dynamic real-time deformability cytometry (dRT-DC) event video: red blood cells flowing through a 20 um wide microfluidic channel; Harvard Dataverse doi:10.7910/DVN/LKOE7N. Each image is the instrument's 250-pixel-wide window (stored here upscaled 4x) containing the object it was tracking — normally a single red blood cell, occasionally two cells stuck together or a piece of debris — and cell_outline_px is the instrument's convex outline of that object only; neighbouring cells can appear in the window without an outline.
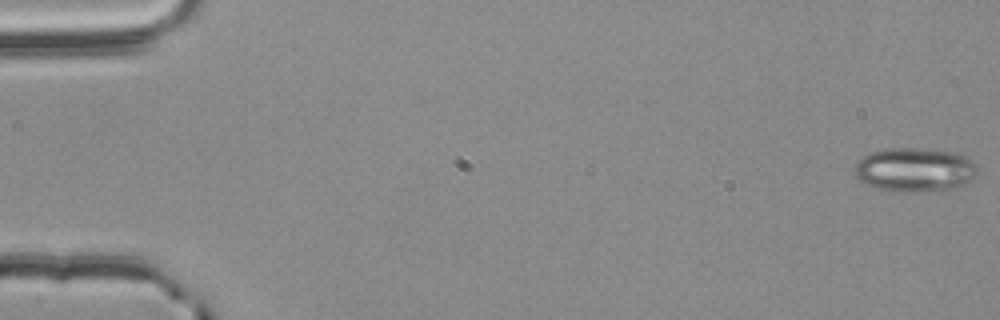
{"species": "common noctule bat (a hibernating species)", "species_latin": "Nyctalus noctula", "temperature_condition": "room temperature", "stored_images_in_passage": 56, "camera_frame_rate_fps": 3000, "um_per_image_px": 0.085, "animal": {"sex": "male", "body_mass_g": 20.4}, "frame": {"image": 1, "passage_image": 1, "time_ms": 0.0, "image_size_px": [1000, 320], "cell_outline_px": [[976, 176], [972, 180], [964, 184], [952, 188], [916, 192], [896, 192], [876, 188], [860, 180], [856, 176], [856, 164], [864, 156], [872, 152], [892, 148], [916, 148], [948, 152], [964, 156], [972, 160], [976, 164]], "centroid_in_image_um": [77.76, 14.44], "position_along_channel_um": 7.2, "area_um2": 31.04}}
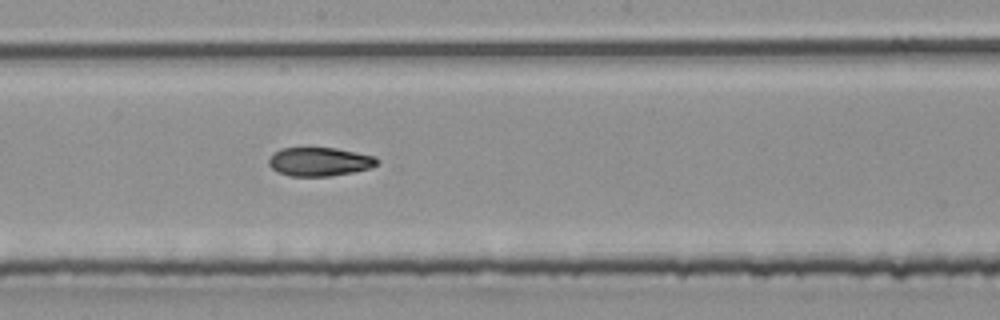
{"frame": {"image": 2, "passage_image": 31, "time_ms": 10.0, "image_size_px": [1000, 320], "cell_outline_px": [[380, 160], [372, 168], [332, 176], [288, 176], [272, 168], [268, 164], [268, 160], [280, 148], [336, 148], [376, 156]], "centroid_in_image_um": [27.2, 13.74], "position_along_channel_um": 221.0, "area_um2": 18.09}}
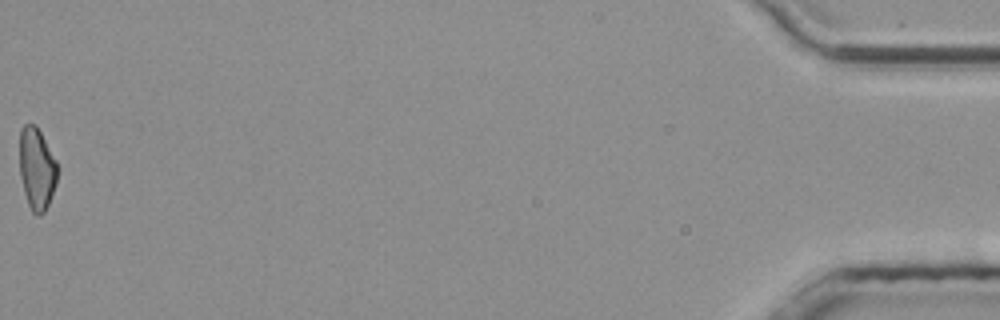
{"frame": {"image": 3, "passage_image": 56, "time_ms": 18.333, "image_size_px": [1000, 320], "cell_outline_px": [[56, 184], [48, 204], [44, 212], [40, 216], [36, 216], [32, 212], [28, 204], [24, 192], [20, 176], [20, 128], [24, 124], [36, 124], [56, 160]], "centroid_in_image_um": [3.11, 14.34], "position_along_channel_um": 432.1, "area_um2": 17.98}, "authors_computed_cell_mechanics": {"area_um2": 19.0162, "velocity_mm_per_s": 3.8111, "shape_relaxation_time_tau1_ms": null, "shape_relaxation_time_tau2_ms": 8.4291, "deformation_change_tau1": null, "deformation_change_tau2": 0.1499}}